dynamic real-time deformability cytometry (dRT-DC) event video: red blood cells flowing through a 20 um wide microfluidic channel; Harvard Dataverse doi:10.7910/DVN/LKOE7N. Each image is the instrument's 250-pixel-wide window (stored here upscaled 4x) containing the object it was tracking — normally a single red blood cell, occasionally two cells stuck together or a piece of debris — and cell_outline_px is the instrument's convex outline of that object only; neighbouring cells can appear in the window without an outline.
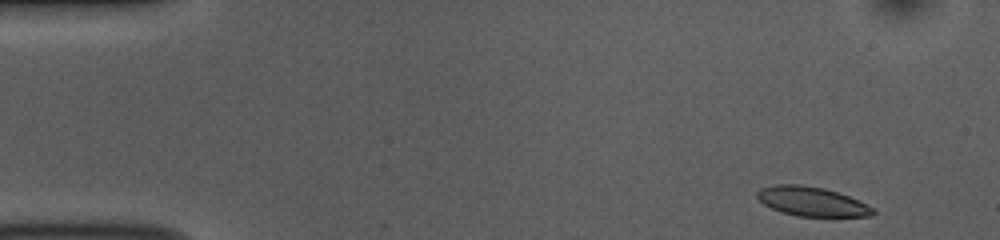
{"species": "common noctule bat (a hibernating species)", "species_latin": "Nyctalus noctula", "temperature_condition": "room temperature", "stored_images_in_passage": 49, "camera_frame_rate_fps": 3000, "um_per_image_px": 0.085, "animal": {"sex": "female", "body_mass_g": 10.0, "forearm_length_mm": 53.1}, "frame": {"image": 1, "passage_image": 1, "time_ms": 0.0, "image_size_px": [1000, 240], "cell_outline_px": [[876, 212], [872, 216], [796, 216], [780, 212], [764, 204], [756, 196], [756, 192], [760, 188], [776, 184], [800, 184], [824, 188], [848, 196], [876, 208]], "centroid_in_image_um": [69.0, 17.12], "position_along_channel_um": 16.0, "area_um2": 19.83}}
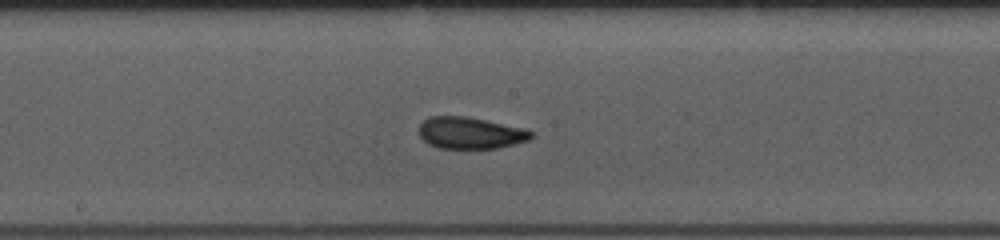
{"frame": {"image": 2, "passage_image": 24, "time_ms": 7.667, "image_size_px": [1000, 240], "cell_outline_px": [[532, 136], [528, 140], [496, 148], [436, 148], [428, 144], [420, 136], [420, 124], [428, 116], [464, 116], [524, 128], [532, 132]], "centroid_in_image_um": [39.93, 11.3], "position_along_channel_um": 208.3, "area_um2": 20.46}}
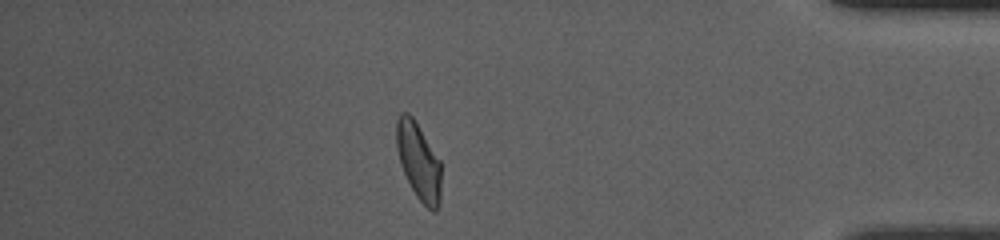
{"frame": {"image": 3, "passage_image": 42, "time_ms": 13.667, "image_size_px": [1000, 240], "cell_outline_px": [[440, 204], [436, 212], [432, 212], [416, 196], [404, 172], [396, 148], [396, 120], [400, 112], [408, 112], [412, 116], [440, 160]], "centroid_in_image_um": [35.58, 13.7], "position_along_channel_um": 399.6, "area_um2": 19.88}, "authors_computed_cell_mechanics": {"area_um2": 20.6924, "velocity_mm_per_s": 3.8086, "shape_relaxation_time_tau1_ms": 2.4937, "shape_relaxation_time_tau2_ms": 1.3434, "deformation_change_tau1": 0.1304, "deformation_change_tau2": 0.0701}}